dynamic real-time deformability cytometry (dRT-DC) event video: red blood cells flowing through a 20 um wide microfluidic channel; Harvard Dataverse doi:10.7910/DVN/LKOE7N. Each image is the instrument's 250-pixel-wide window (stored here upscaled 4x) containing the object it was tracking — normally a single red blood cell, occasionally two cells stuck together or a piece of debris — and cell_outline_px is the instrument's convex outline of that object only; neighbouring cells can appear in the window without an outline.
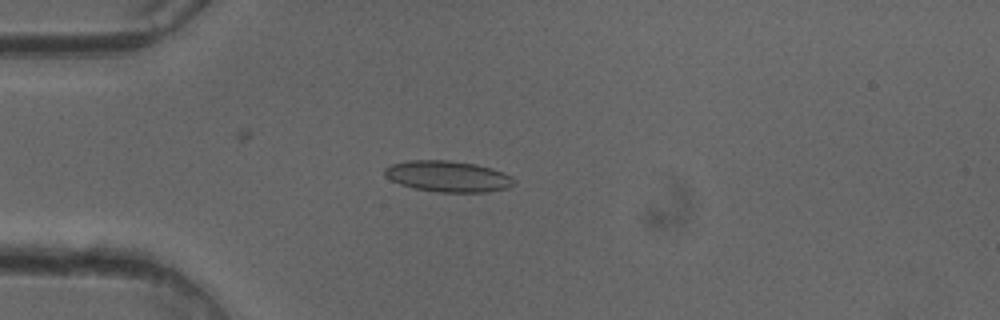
{"species": "common noctule bat (a hibernating species)", "species_latin": "Nyctalus noctula", "temperature_condition": "cold", "stored_images_in_passage": 51, "camera_frame_rate_fps": 3000, "um_per_image_px": 0.085, "animal": {"sex": "female"}, "frame": {"image": 1, "passage_image": 13, "time_ms": 4.0, "image_size_px": [1000, 320], "cell_outline_px": [[516, 180], [508, 188], [484, 192], [436, 192], [412, 188], [400, 184], [384, 176], [384, 168], [392, 164], [408, 160], [448, 160], [476, 164], [492, 168], [504, 172], [512, 176]], "centroid_in_image_um": [38.07, 14.99], "position_along_channel_um": 46.9, "area_um2": 23.58}}
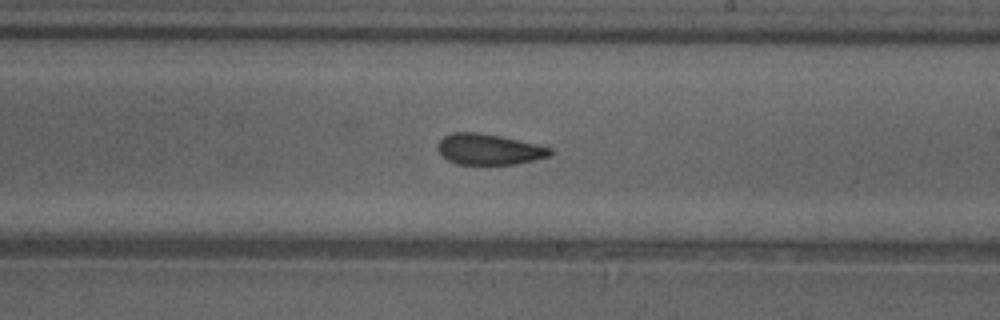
{"frame": {"image": 2, "passage_image": 29, "time_ms": 9.333, "image_size_px": [1000, 320], "cell_outline_px": [[552, 152], [548, 156], [516, 164], [456, 164], [448, 160], [436, 148], [436, 144], [444, 136], [452, 132], [480, 132], [500, 136], [552, 148]], "centroid_in_image_um": [41.51, 12.68], "position_along_channel_um": 247.5, "area_um2": 20.0}}
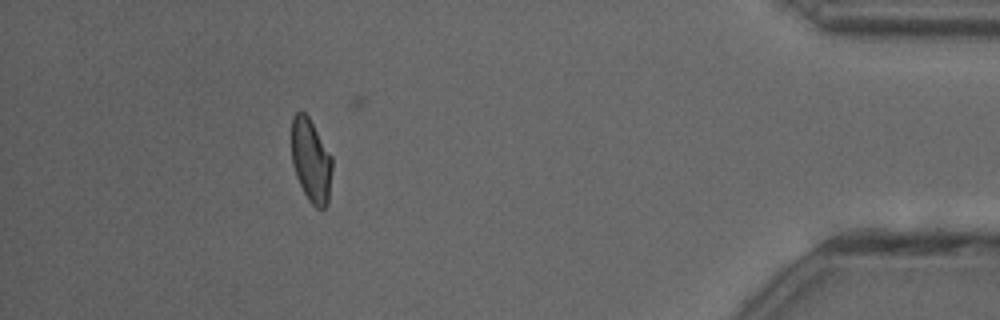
{"frame": {"image": 3, "passage_image": 45, "time_ms": 14.667, "image_size_px": [1000, 320], "cell_outline_px": [[332, 168], [328, 204], [324, 208], [316, 208], [308, 200], [296, 176], [292, 164], [292, 116], [296, 112], [304, 112], [308, 116], [332, 156]], "centroid_in_image_um": [26.44, 13.66], "position_along_channel_um": 408.8, "area_um2": 19.71}, "authors_computed_cell_mechanics": {"area_um2": 21.097, "velocity_mm_per_s": 4.0714, "shape_relaxation_time_tau1_ms": 5.0963, "shape_relaxation_time_tau2_ms": 2.6183, "deformation_change_tau1": 0.1163, "deformation_change_tau2": 0.0848}}